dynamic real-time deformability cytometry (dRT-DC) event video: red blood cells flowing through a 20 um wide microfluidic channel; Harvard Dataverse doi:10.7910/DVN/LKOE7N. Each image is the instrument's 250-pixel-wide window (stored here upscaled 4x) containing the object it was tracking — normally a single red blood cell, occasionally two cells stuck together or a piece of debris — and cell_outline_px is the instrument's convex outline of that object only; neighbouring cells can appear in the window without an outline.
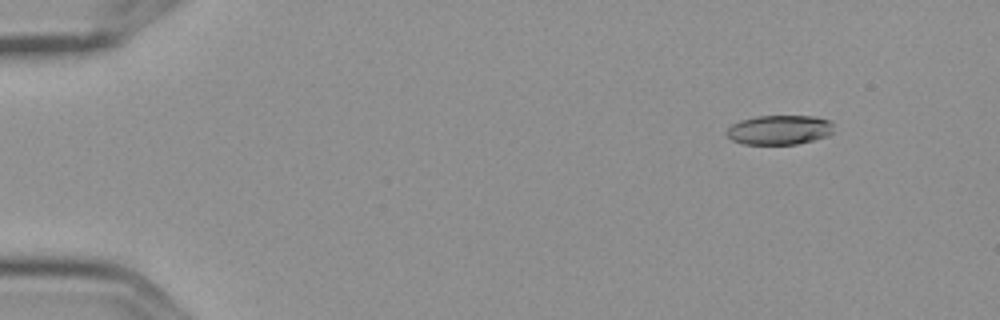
{"species": "Egyptian fruit bat (a non-hibernating species)", "species_latin": "Rousettus aegyptiacus", "temperature_condition": "cold", "stored_images_in_passage": 5, "camera_frame_rate_fps": 3000, "um_per_image_px": 0.085, "frame": {"image": 1, "passage_image": 2, "time_ms": 0.333, "image_size_px": [1000, 320], "cell_outline_px": [[832, 132], [828, 136], [796, 144], [744, 144], [732, 140], [724, 132], [732, 124], [740, 120], [756, 116], [816, 116], [832, 120]], "centroid_in_image_um": [66.25, 11.03], "position_along_channel_um": 18.8, "area_um2": 18.5}}
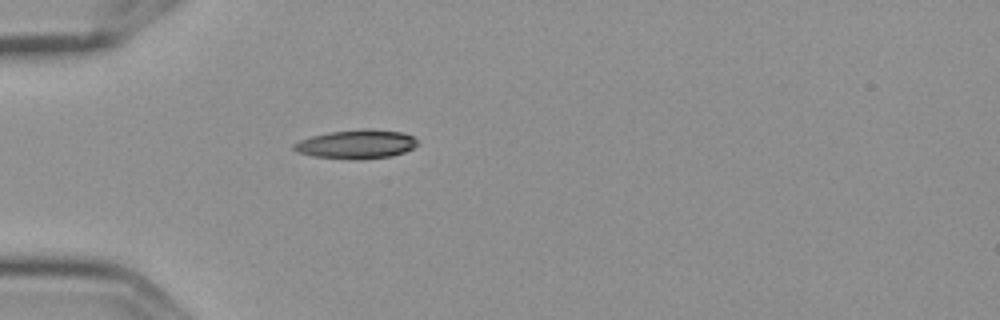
{"frame": {"image": 2, "passage_image": 5, "time_ms": 1.333, "image_size_px": [1000, 320], "cell_outline_px": [[416, 144], [412, 148], [404, 152], [392, 156], [360, 160], [356, 160], [312, 156], [296, 152], [292, 148], [292, 144], [300, 140], [312, 136], [328, 132], [364, 128], [372, 128], [400, 132], [412, 136], [416, 140]], "centroid_in_image_um": [30.25, 12.26], "position_along_channel_um": 54.8, "area_um2": 20.98}}